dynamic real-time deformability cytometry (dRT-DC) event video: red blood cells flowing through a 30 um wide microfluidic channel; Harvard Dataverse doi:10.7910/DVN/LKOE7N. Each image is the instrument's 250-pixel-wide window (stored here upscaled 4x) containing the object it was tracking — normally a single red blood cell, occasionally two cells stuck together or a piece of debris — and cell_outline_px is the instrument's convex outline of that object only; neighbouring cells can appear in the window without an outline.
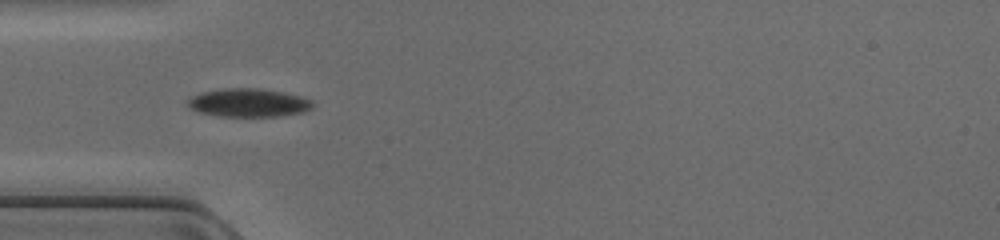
{"species": "common noctule bat (a hibernating species)", "species_latin": "Nyctalus noctula", "temperature_condition": "cold", "stored_images_in_passage": 31, "camera_frame_rate_fps": 3000, "um_per_image_px": 0.085, "animal": {"sex": "female", "body_mass_g": 17.0, "forearm_length_mm": 48.0}, "frame": {"image": 1, "passage_image": 2, "time_ms": 0.333, "image_size_px": [1000, 240], "cell_outline_px": [[312, 108], [304, 112], [280, 116], [220, 116], [200, 112], [188, 108], [188, 100], [192, 96], [200, 92], [220, 88], [256, 88], [280, 92], [300, 96], [312, 100]], "centroid_in_image_um": [21.09, 8.73], "position_along_channel_um": 63.9, "area_um2": 20.58}}
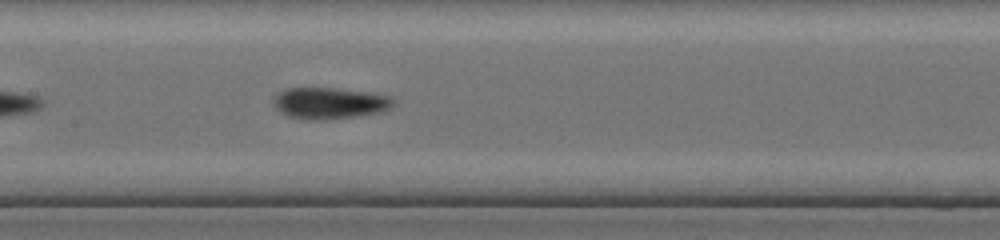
{"frame": {"image": 2, "passage_image": 10, "time_ms": 3.0, "image_size_px": [1000, 240], "cell_outline_px": [[396, 104], [392, 108], [380, 112], [352, 116], [288, 116], [280, 112], [272, 104], [272, 96], [276, 92], [288, 88], [336, 88], [372, 92], [392, 96], [396, 100]], "centroid_in_image_um": [28.07, 8.68], "position_along_channel_um": 179.3, "area_um2": 21.27}}
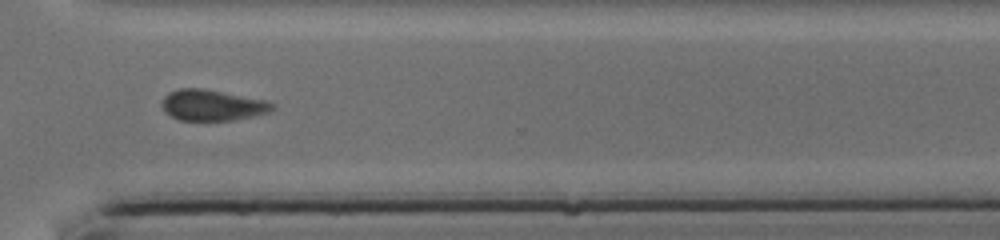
{"frame": {"image": 3, "passage_image": 22, "time_ms": 7.0, "image_size_px": [1000, 240], "cell_outline_px": [[276, 108], [268, 112], [252, 116], [232, 120], [180, 120], [164, 112], [160, 104], [164, 96], [168, 92], [180, 88], [204, 88], [264, 100], [276, 104]], "centroid_in_image_um": [18.01, 8.93], "position_along_channel_um": 352.6, "area_um2": 19.94}}